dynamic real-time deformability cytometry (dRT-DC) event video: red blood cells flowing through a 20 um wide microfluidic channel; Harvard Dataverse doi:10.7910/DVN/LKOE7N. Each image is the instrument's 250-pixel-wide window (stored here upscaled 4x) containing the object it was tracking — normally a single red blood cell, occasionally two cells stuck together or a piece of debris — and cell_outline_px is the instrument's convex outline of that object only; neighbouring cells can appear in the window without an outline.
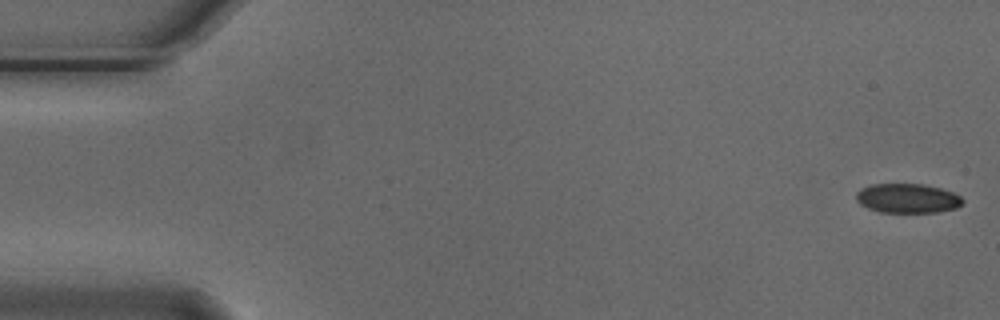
{"species": "Egyptian fruit bat (a non-hibernating species)", "species_latin": "Rousettus aegyptiacus", "temperature_condition": "cold", "stored_images_in_passage": 5, "segment_of_instrument_passage": [1, 2], "camera_frame_rate_fps": 3000, "um_per_image_px": 0.085, "animal": {"sex": "male"}, "frame": {"image": 1, "passage_image": 1, "time_ms": 0.0, "image_size_px": [1000, 320], "cell_outline_px": [[964, 204], [956, 208], [940, 212], [880, 212], [868, 208], [860, 204], [856, 200], [856, 192], [860, 188], [872, 184], [924, 184], [940, 188], [952, 192], [960, 196], [964, 200]], "centroid_in_image_um": [77.14, 16.85], "position_along_channel_um": 7.9, "area_um2": 18.38}}
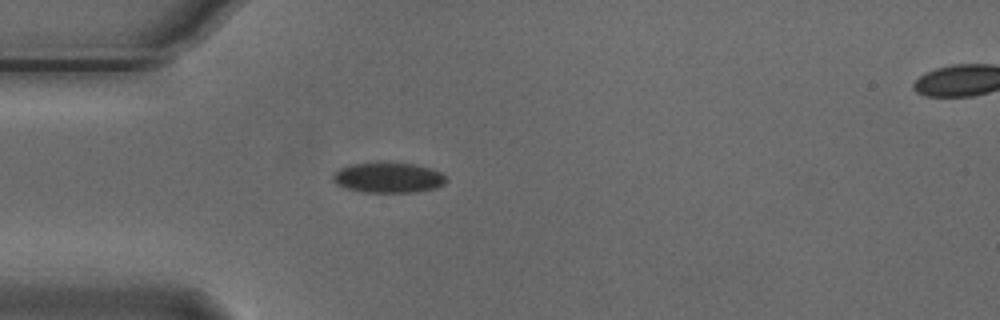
{"frame": {"image": 2, "passage_image": 4, "time_ms": 1.0, "image_size_px": [1000, 320], "cell_outline_px": [[448, 180], [444, 184], [436, 188], [416, 192], [364, 192], [348, 188], [336, 184], [332, 180], [332, 172], [340, 168], [352, 164], [380, 160], [416, 164], [440, 172]], "centroid_in_image_um": [32.98, 15.06], "position_along_channel_um": 52.0, "area_um2": 20.52}}